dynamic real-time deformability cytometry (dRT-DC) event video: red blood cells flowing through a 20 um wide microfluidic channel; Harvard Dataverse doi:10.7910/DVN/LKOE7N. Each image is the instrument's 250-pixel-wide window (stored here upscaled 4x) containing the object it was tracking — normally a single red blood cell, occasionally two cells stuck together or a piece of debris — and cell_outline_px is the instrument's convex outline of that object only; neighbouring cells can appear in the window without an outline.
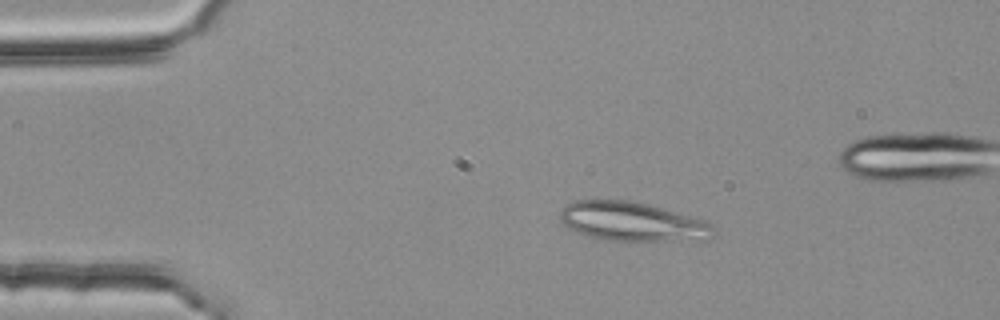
{"species": "common noctule bat (a hibernating species)", "species_latin": "Nyctalus noctula", "temperature_condition": "room temperature", "stored_images_in_passage": 3, "camera_frame_rate_fps": 3000, "um_per_image_px": 0.085, "animal": {"sex": "female", "body_mass_g": 25.1}, "frame": {"image": 1, "passage_image": 1, "time_ms": 0.0, "image_size_px": [1000, 320], "cell_outline_px": [[712, 240], [608, 240], [588, 236], [576, 232], [568, 228], [560, 220], [560, 208], [572, 200], [628, 200], [648, 204], [704, 220], [712, 224]], "centroid_in_image_um": [53.7, 18.83], "position_along_channel_um": 31.3, "area_um2": 34.85}}